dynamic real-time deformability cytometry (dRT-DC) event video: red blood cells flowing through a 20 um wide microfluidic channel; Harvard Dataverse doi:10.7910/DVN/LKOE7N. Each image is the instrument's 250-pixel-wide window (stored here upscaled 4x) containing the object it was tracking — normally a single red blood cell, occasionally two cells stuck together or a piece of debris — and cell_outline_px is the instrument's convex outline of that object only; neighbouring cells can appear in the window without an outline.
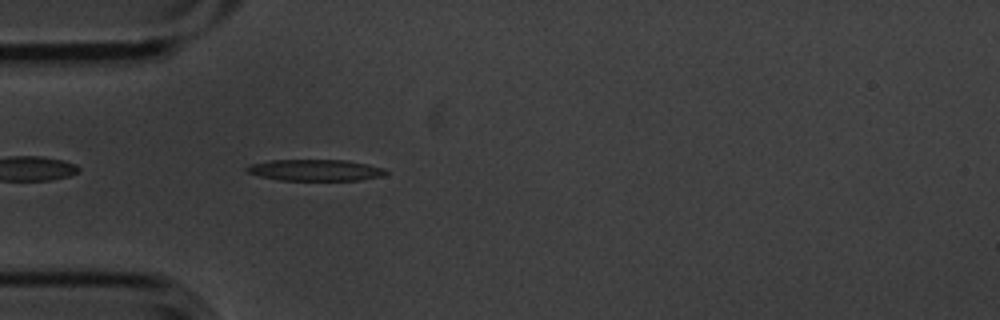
{"species": "common noctule bat (a hibernating species)", "species_latin": "Nyctalus noctula", "temperature_condition": "cold", "stored_images_in_passage": 2, "camera_frame_rate_fps": 3000, "um_per_image_px": 0.085, "animal": {"sex": "male", "body_mass_g": 20.1, "forearm_length_mm": 53.5}, "frame": {"image": 1, "passage_image": 2, "time_ms": 0.333, "image_size_px": [1000, 320], "cell_outline_px": [[388, 172], [384, 176], [360, 180], [280, 180], [260, 176], [248, 172], [244, 168], [252, 164], [272, 160], [344, 160], [368, 164], [384, 168]], "centroid_in_image_um": [26.84, 14.46], "position_along_channel_um": 58.2, "area_um2": 17.22}}